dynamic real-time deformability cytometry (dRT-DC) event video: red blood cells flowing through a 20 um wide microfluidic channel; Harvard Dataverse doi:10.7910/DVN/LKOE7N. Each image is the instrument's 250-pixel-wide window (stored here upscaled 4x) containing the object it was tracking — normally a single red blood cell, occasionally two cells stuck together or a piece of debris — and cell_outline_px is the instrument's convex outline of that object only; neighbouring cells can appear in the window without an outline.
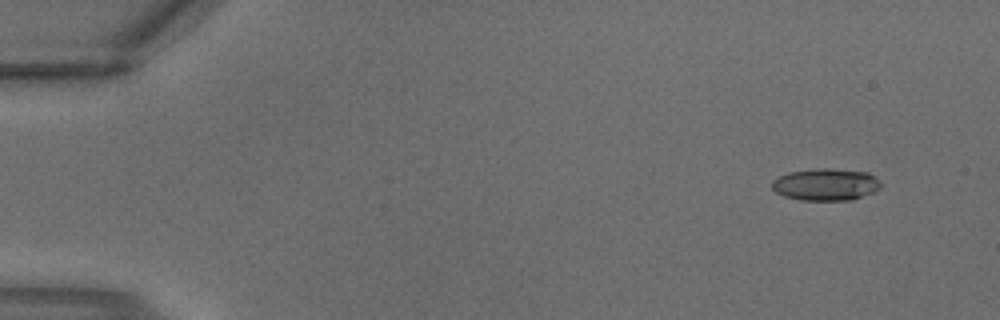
{"species": "common noctule bat (a hibernating species)", "species_latin": "Nyctalus noctula", "temperature_condition": "warm", "stored_images_in_passage": 4, "camera_frame_rate_fps": 3000, "um_per_image_px": 0.085, "animal": {"sex": "male", "body_mass_g": 18.8}, "frame": {"image": 1, "passage_image": 1, "time_ms": 0.0, "image_size_px": [1000, 320], "cell_outline_px": [[880, 188], [872, 192], [852, 200], [800, 200], [784, 196], [776, 192], [772, 188], [772, 180], [788, 172], [816, 168], [828, 168], [868, 172], [880, 184]], "centroid_in_image_um": [70.14, 15.68], "position_along_channel_um": 14.9, "area_um2": 20.17}}